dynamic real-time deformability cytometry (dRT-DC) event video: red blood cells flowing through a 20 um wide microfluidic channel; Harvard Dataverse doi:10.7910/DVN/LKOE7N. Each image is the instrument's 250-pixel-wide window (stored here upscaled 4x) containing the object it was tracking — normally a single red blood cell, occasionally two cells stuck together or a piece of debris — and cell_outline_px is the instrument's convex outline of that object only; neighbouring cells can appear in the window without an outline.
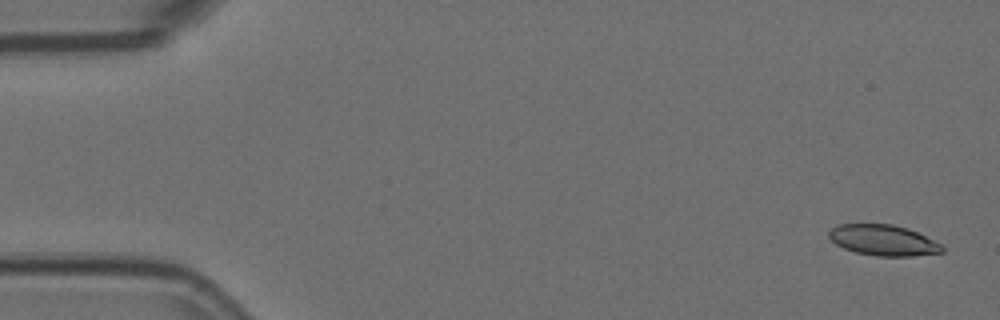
{"species": "Egyptian fruit bat (a non-hibernating species)", "species_latin": "Rousettus aegyptiacus", "temperature_condition": "room temperature", "stored_images_in_passage": 14, "camera_frame_rate_fps": 3000, "um_per_image_px": 0.085, "animal": {"sex": "female"}, "frame": {"image": 1, "passage_image": 1, "time_ms": 0.0, "image_size_px": [1000, 320], "cell_outline_px": [[944, 252], [912, 256], [876, 256], [856, 252], [844, 248], [836, 244], [828, 236], [828, 232], [832, 228], [840, 224], [892, 224], [908, 228], [940, 244], [944, 248]], "centroid_in_image_um": [75.06, 20.42], "position_along_channel_um": 9.9, "area_um2": 20.11}}
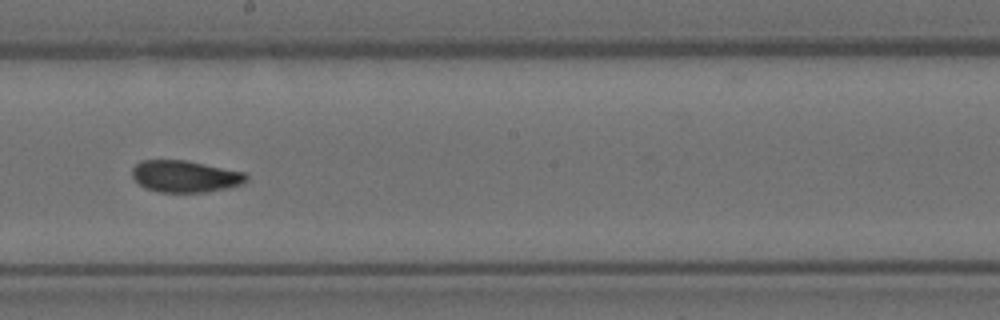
{"frame": {"image": 2, "passage_image": 8, "time_ms": 2.333, "image_size_px": [1000, 320], "cell_outline_px": [[248, 180], [244, 184], [228, 188], [204, 192], [160, 192], [144, 188], [132, 176], [132, 168], [140, 160], [184, 160], [244, 172], [248, 176]], "centroid_in_image_um": [15.74, 14.99], "position_along_channel_um": 232.5, "area_um2": 21.15}}
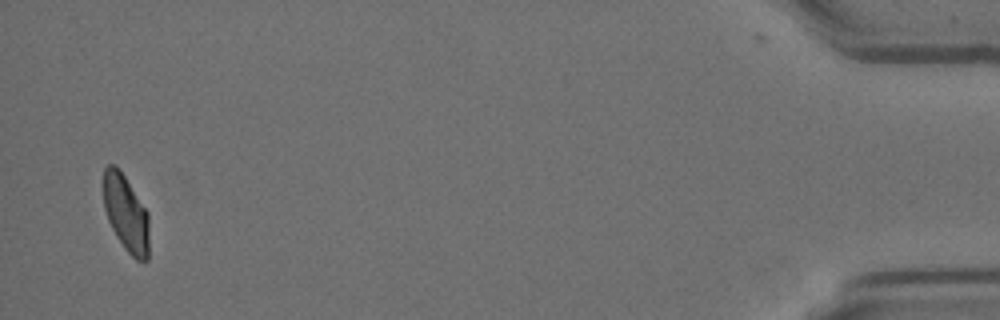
{"frame": {"image": 3, "passage_image": 14, "time_ms": 4.333, "image_size_px": [1000, 320], "cell_outline_px": [[148, 260], [136, 260], [124, 248], [116, 236], [108, 220], [104, 208], [100, 184], [104, 168], [108, 164], [116, 164], [148, 212]], "centroid_in_image_um": [10.64, 18.06], "position_along_channel_um": 424.6, "area_um2": 20.75}}